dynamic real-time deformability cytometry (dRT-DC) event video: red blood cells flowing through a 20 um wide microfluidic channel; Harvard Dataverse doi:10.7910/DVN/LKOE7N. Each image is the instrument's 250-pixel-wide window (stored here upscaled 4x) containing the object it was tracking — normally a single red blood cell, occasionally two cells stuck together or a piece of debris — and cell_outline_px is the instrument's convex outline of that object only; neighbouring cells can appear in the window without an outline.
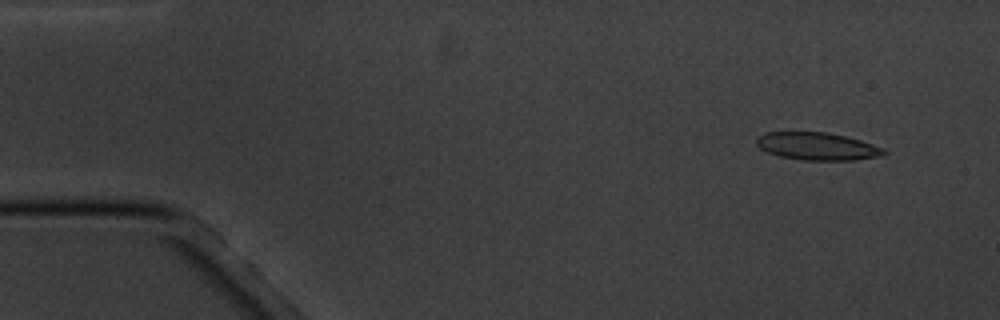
{"species": "common noctule bat (a hibernating species)", "species_latin": "Nyctalus noctula", "temperature_condition": "cold", "stored_images_in_passage": 11, "camera_frame_rate_fps": 3000, "um_per_image_px": 0.085, "animal": {"sex": "male", "body_mass_g": 20.1, "forearm_length_mm": 53.5}, "frame": {"image": 1, "passage_image": 2, "time_ms": 1.333, "image_size_px": [1000, 320], "cell_outline_px": [[888, 152], [880, 156], [856, 160], [800, 160], [780, 156], [768, 152], [760, 148], [756, 144], [756, 140], [764, 132], [828, 132], [848, 136], [884, 148]], "centroid_in_image_um": [69.49, 12.43], "position_along_channel_um": 15.5, "area_um2": 20.58}}
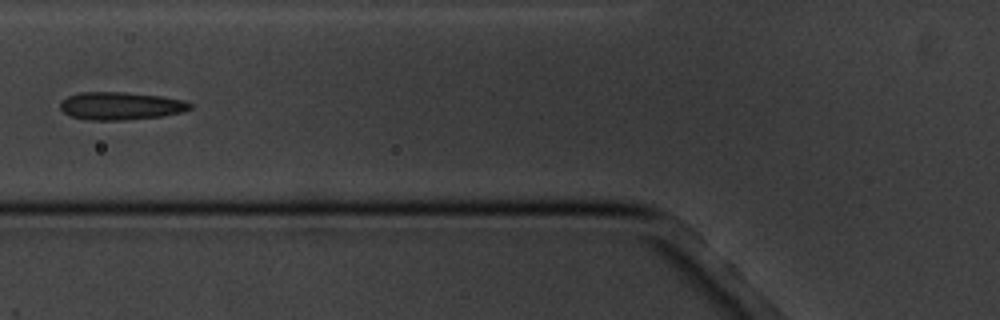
{"frame": {"image": 2, "passage_image": 7, "time_ms": 7.0, "image_size_px": [1000, 320], "cell_outline_px": [[192, 108], [180, 112], [164, 116], [124, 120], [88, 120], [72, 116], [64, 112], [60, 108], [60, 100], [68, 96], [80, 92], [124, 92], [160, 96], [184, 100], [192, 104]], "centroid_in_image_um": [10.25, 9.0], "position_along_channel_um": 115.6, "area_um2": 21.04}}
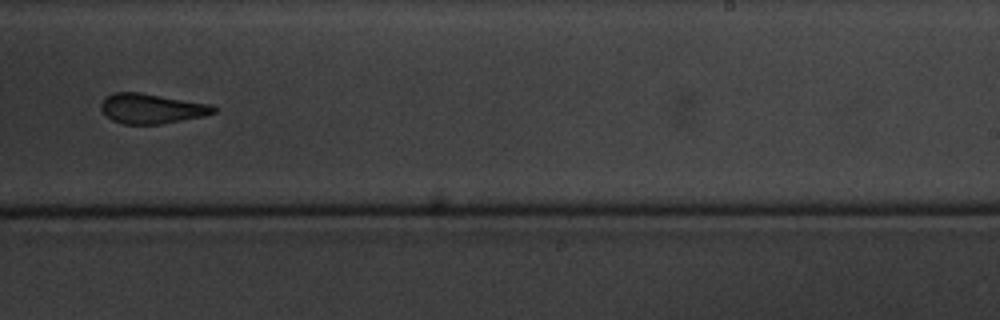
{"frame": {"image": 3, "passage_image": 11, "time_ms": 11.667, "image_size_px": [1000, 320], "cell_outline_px": [[216, 112], [204, 116], [160, 124], [124, 124], [112, 120], [100, 108], [100, 104], [104, 96], [116, 92], [140, 92], [212, 104], [216, 108]], "centroid_in_image_um": [12.88, 9.22], "position_along_channel_um": 276.1, "area_um2": 19.71}}